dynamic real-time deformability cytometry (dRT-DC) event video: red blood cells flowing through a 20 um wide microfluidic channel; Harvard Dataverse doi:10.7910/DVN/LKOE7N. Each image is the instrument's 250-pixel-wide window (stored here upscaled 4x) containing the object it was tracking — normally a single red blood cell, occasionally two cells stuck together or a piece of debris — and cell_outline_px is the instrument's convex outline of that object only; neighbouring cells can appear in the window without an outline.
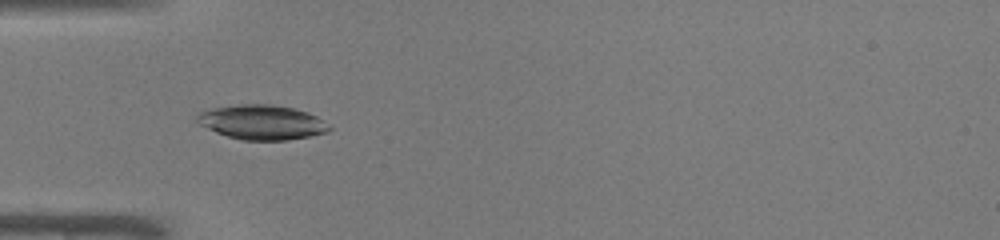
{"species": "common noctule bat (a hibernating species)", "species_latin": "Nyctalus noctula", "temperature_condition": "warm", "stored_images_in_passage": 41, "camera_frame_rate_fps": 3000, "um_per_image_px": 0.085, "animal": {"sex": "male", "body_mass_g": 19.0, "forearm_length_mm": 50.8}, "frame": {"image": 1, "passage_image": 7, "time_ms": 2.0, "image_size_px": [1000, 240], "cell_outline_px": [[332, 128], [328, 132], [288, 140], [240, 140], [216, 132], [200, 124], [196, 120], [196, 116], [200, 112], [212, 108], [240, 104], [272, 104], [292, 108], [308, 112], [316, 116]], "centroid_in_image_um": [22.26, 10.39], "position_along_channel_um": 62.7, "area_um2": 26.47}}
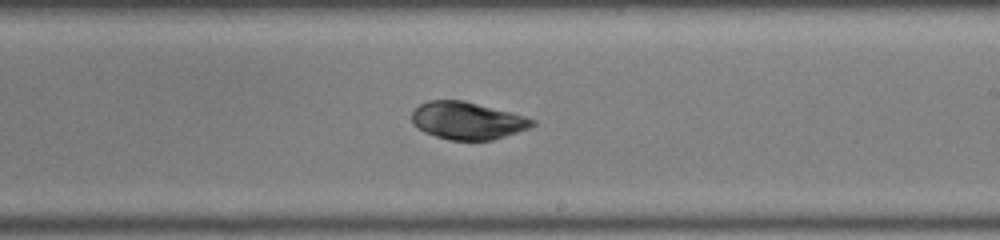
{"frame": {"image": 2, "passage_image": 21, "time_ms": 6.667, "image_size_px": [1000, 240], "cell_outline_px": [[536, 124], [532, 128], [492, 140], [452, 140], [436, 136], [424, 132], [412, 124], [412, 112], [420, 104], [428, 100], [464, 100], [512, 112], [536, 120]], "centroid_in_image_um": [39.76, 10.25], "position_along_channel_um": 249.2, "area_um2": 26.47}}
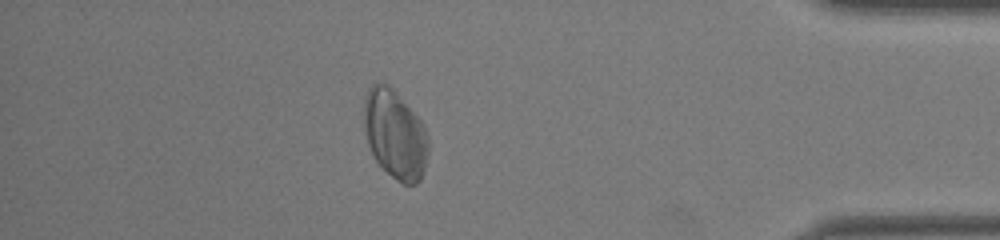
{"frame": {"image": 3, "passage_image": 35, "time_ms": 11.333, "image_size_px": [1000, 240], "cell_outline_px": [[428, 156], [424, 172], [420, 180], [416, 184], [404, 184], [396, 180], [372, 156], [368, 144], [364, 128], [364, 100], [368, 88], [372, 84], [388, 84], [392, 88], [420, 120], [424, 128], [428, 140]], "centroid_in_image_um": [33.57, 11.44], "position_along_channel_um": 401.6, "area_um2": 33.06}, "authors_computed_cell_mechanics": {"area_um2": 26.877, "velocity_mm_per_s": 4.0487, "shape_relaxation_time_tau1_ms": 1.8943, "shape_relaxation_time_tau2_ms": 8.828, "deformation_change_tau1": 0.0862, "deformation_change_tau2": 0.1035}}